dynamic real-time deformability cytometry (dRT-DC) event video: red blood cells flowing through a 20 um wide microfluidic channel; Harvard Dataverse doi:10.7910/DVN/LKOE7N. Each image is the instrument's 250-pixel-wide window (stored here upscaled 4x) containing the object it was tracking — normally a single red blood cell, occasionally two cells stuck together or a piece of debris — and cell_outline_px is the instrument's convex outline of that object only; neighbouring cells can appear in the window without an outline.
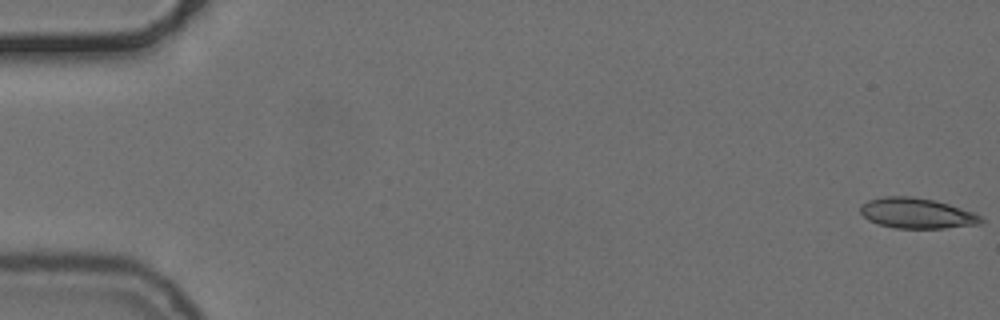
{"species": "common noctule bat (a hibernating species)", "species_latin": "Nyctalus noctula", "temperature_condition": "cold", "stored_images_in_passage": 56, "camera_frame_rate_fps": 3000, "um_per_image_px": 0.085, "animal": {"sex": "female", "body_mass_g": 24.6, "forearm_length_mm": 56.2}, "frame": {"image": 1, "passage_image": 1, "time_ms": 0.0, "image_size_px": [1000, 320], "cell_outline_px": [[984, 224], [944, 228], [896, 228], [876, 224], [868, 220], [860, 212], [860, 204], [868, 200], [884, 196], [912, 196], [932, 200], [948, 204], [972, 212], [980, 216], [984, 220]], "centroid_in_image_um": [77.9, 18.13], "position_along_channel_um": 7.1, "area_um2": 21.44}}
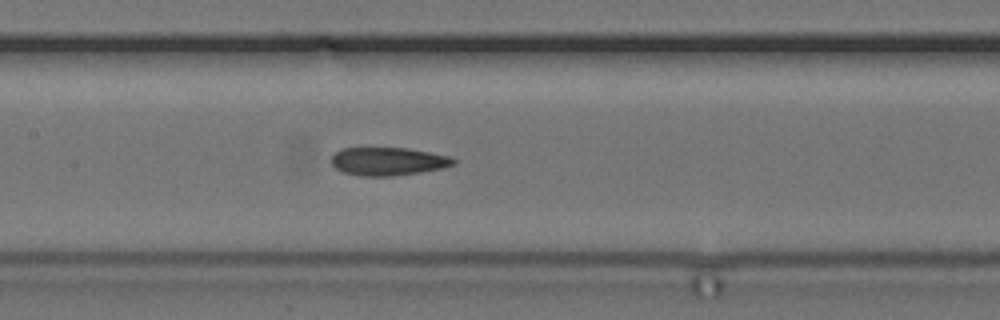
{"frame": {"image": 2, "passage_image": 27, "time_ms": 8.667, "image_size_px": [1000, 320], "cell_outline_px": [[456, 164], [444, 168], [420, 172], [392, 176], [360, 176], [344, 172], [336, 168], [332, 164], [332, 156], [340, 148], [408, 148], [448, 156], [456, 160]], "centroid_in_image_um": [32.99, 13.72], "position_along_channel_um": 174.4, "area_um2": 19.94}}
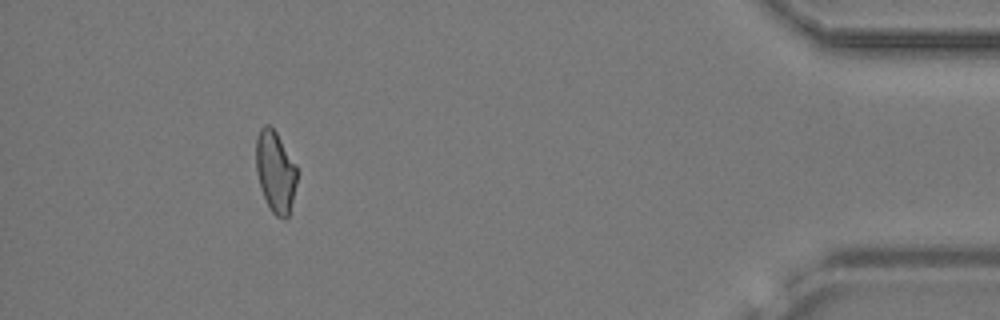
{"frame": {"image": 3, "passage_image": 51, "time_ms": 16.667, "image_size_px": [1000, 320], "cell_outline_px": [[300, 172], [288, 216], [284, 220], [276, 216], [272, 212], [264, 196], [256, 172], [256, 140], [260, 128], [264, 124], [268, 124], [276, 132], [296, 164]], "centroid_in_image_um": [23.44, 14.58], "position_along_channel_um": 411.8, "area_um2": 19.59}, "authors_computed_cell_mechanics": {"area_um2": 20.7791, "velocity_mm_per_s": 3.7306, "shape_relaxation_time_tau1_ms": null, "shape_relaxation_time_tau2_ms": 3.4439, "deformation_change_tau1": null, "deformation_change_tau2": 0.093}}